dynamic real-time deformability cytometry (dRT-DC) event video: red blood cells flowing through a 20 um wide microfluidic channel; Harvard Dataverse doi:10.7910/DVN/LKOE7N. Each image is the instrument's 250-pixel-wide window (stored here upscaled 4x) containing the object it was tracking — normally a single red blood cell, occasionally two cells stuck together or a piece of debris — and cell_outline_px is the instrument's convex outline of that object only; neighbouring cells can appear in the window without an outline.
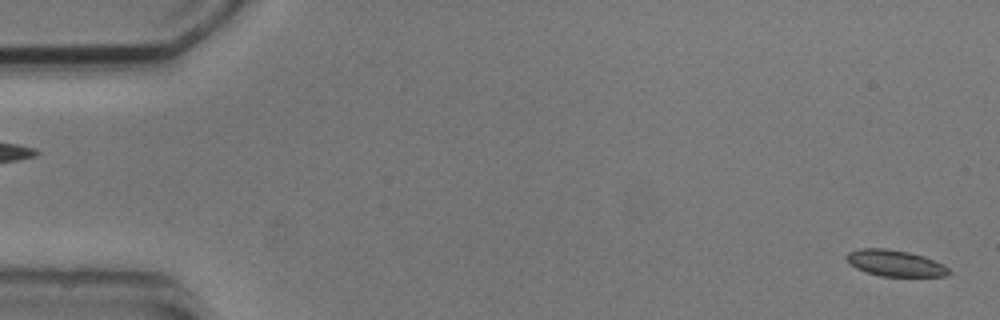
{"species": "common noctule bat (a hibernating species)", "species_latin": "Nyctalus noctula", "temperature_condition": "cold", "stored_images_in_passage": 5, "segment_of_instrument_passage": [2, 2], "camera_frame_rate_fps": 3000, "um_per_image_px": 0.085, "animal": {"sex": "male", "body_mass_g": 20.5, "forearm_length_mm": 52.5}, "frame": {"image": 1, "passage_image": 5, "time_ms": 5.667, "image_size_px": [1000, 320], "cell_outline_px": [[952, 272], [948, 276], [880, 276], [856, 268], [844, 256], [848, 252], [860, 248], [884, 248], [908, 252], [924, 256], [944, 264]], "centroid_in_image_um": [76.12, 22.36], "position_along_channel_um": 8.9, "area_um2": 15.61}}